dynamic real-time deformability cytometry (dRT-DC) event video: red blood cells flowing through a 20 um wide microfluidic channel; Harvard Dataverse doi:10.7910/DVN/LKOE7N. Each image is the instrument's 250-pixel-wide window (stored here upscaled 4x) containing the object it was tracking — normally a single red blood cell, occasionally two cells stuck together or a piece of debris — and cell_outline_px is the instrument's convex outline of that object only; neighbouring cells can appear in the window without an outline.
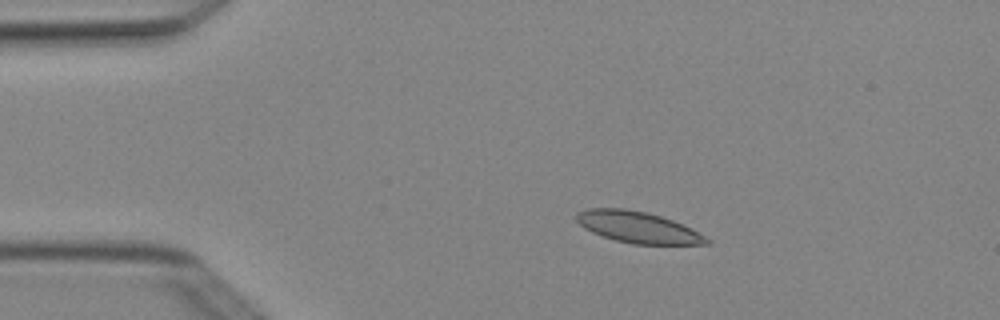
{"species": "Egyptian fruit bat (a non-hibernating species)", "species_latin": "Rousettus aegyptiacus", "temperature_condition": "cold", "stored_images_in_passage": 5, "camera_frame_rate_fps": 3000, "um_per_image_px": 0.085, "animal": {"sex": "female"}, "frame": {"image": 1, "passage_image": 2, "time_ms": 0.333, "image_size_px": [1000, 320], "cell_outline_px": [[712, 244], [632, 244], [616, 240], [592, 232], [584, 228], [576, 220], [576, 212], [588, 208], [624, 208], [648, 212], [672, 220], [692, 228], [712, 240]], "centroid_in_image_um": [54.24, 19.31], "position_along_channel_um": 30.8, "area_um2": 23.81}}
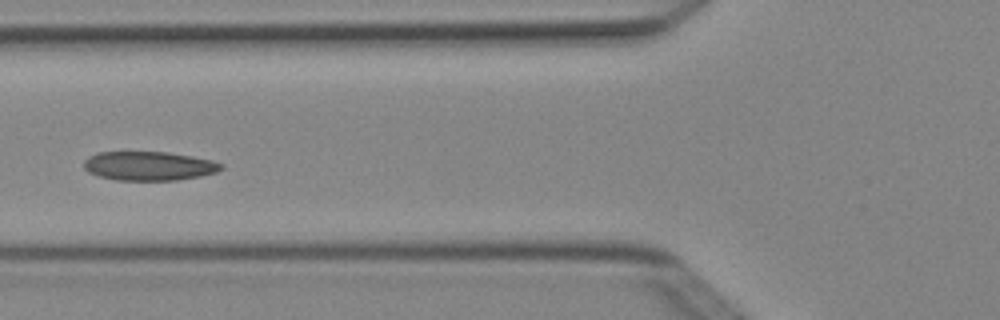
{"frame": {"image": 2, "passage_image": 4, "time_ms": 1.0, "image_size_px": [1000, 320], "cell_outline_px": [[224, 168], [216, 172], [200, 176], [176, 180], [116, 180], [100, 176], [88, 172], [84, 168], [84, 160], [88, 156], [96, 152], [168, 152], [192, 156], [212, 160], [224, 164]], "centroid_in_image_um": [12.66, 14.1], "position_along_channel_um": 113.1, "area_um2": 23.29}}
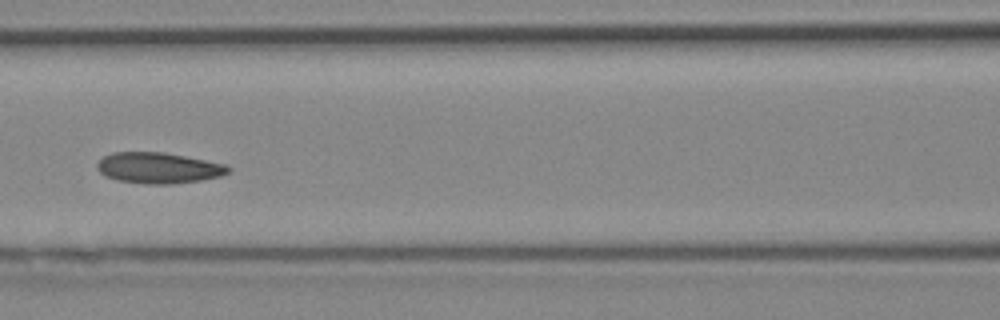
{"frame": {"image": 3, "passage_image": 5, "time_ms": 1.333, "image_size_px": [1000, 320], "cell_outline_px": [[232, 168], [228, 172], [220, 176], [200, 180], [172, 184], [148, 184], [116, 180], [104, 176], [96, 168], [96, 164], [104, 156], [112, 152], [164, 152], [224, 164]], "centroid_in_image_um": [13.43, 14.27], "position_along_channel_um": 153.2, "area_um2": 23.52}}